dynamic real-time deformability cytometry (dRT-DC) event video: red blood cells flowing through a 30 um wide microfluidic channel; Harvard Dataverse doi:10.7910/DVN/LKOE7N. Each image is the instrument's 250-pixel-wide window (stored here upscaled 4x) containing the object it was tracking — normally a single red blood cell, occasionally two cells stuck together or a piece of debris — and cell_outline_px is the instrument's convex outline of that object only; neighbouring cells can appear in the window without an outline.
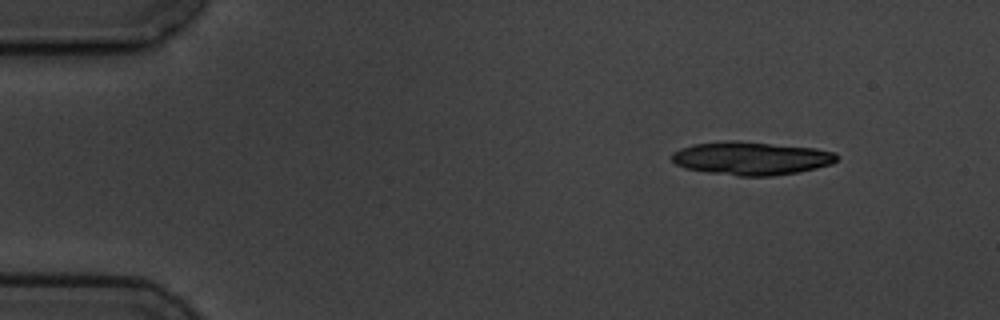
{"species": "common noctule bat (a hibernating species)", "species_latin": "Nyctalus noctula", "temperature_condition": "cold", "stored_images_in_passage": 6, "camera_frame_rate_fps": 3000, "um_per_image_px": 0.085, "animal": {"sex": "male", "body_mass_g": 19.5, "forearm_length_mm": 54.6}, "frame": {"image": 1, "passage_image": 1, "time_ms": 0.0, "image_size_px": [1000, 320], "cell_outline_px": [[836, 160], [832, 164], [800, 172], [772, 176], [740, 176], [708, 172], [684, 168], [676, 164], [672, 160], [672, 152], [680, 148], [692, 144], [724, 140], [740, 140], [816, 148], [836, 152]], "centroid_in_image_um": [63.84, 13.44], "position_along_channel_um": 21.2, "area_um2": 32.31}}
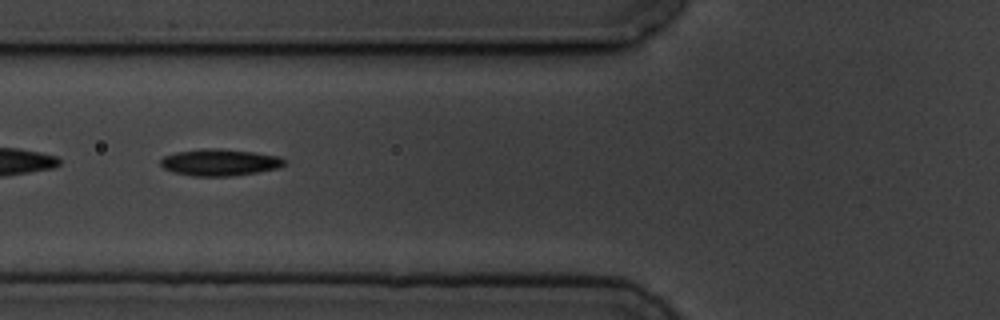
{"frame": {"image": 2, "passage_image": 5, "time_ms": 5.0, "image_size_px": [1000, 320], "cell_outline_px": [[284, 164], [276, 168], [256, 172], [232, 176], [192, 176], [172, 172], [164, 168], [160, 164], [160, 160], [164, 156], [176, 152], [204, 148], [216, 148], [252, 152], [276, 156], [284, 160]], "centroid_in_image_um": [18.59, 13.8], "position_along_channel_um": 107.2, "area_um2": 19.02}}